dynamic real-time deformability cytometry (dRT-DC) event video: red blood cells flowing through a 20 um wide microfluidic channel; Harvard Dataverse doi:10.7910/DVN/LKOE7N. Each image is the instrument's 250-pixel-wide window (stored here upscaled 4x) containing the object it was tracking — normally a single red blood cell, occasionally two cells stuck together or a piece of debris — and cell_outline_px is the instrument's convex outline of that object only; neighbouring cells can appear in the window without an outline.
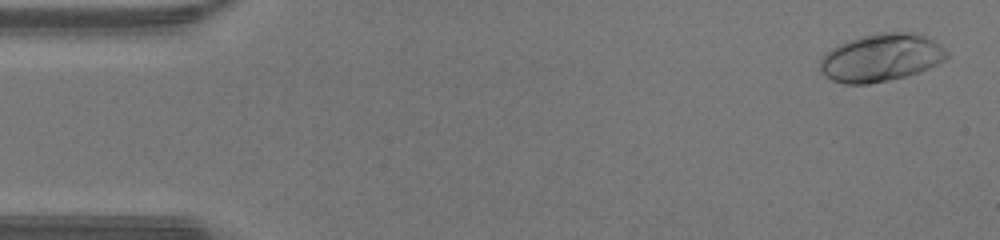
{"species": "human", "species_latin": "Homo sapiens", "temperature_condition": "warm", "stored_images_in_passage": 47, "camera_frame_rate_fps": 3000, "um_per_image_px": 0.085, "donor": {"sex": "male"}, "frame": {"image": 1, "passage_image": 2, "time_ms": 0.333, "image_size_px": [1000, 240], "cell_outline_px": [[948, 56], [944, 60], [920, 72], [888, 80], [868, 84], [844, 84], [832, 80], [824, 76], [820, 68], [820, 60], [832, 48], [840, 44], [864, 36], [880, 32], [920, 32], [932, 40], [948, 52]], "centroid_in_image_um": [74.9, 4.9], "position_along_channel_um": 10.1, "area_um2": 34.91}}
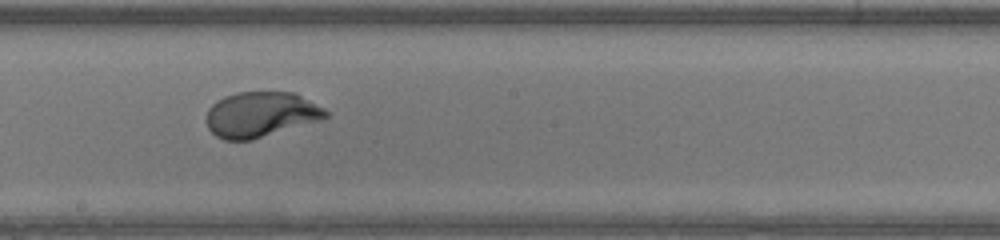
{"frame": {"image": 2, "passage_image": 26, "time_ms": 8.333, "image_size_px": [1000, 240], "cell_outline_px": [[328, 116], [320, 120], [252, 140], [224, 140], [216, 136], [208, 128], [208, 108], [216, 100], [224, 96], [236, 92], [296, 92], [324, 108], [328, 112]], "centroid_in_image_um": [22.17, 9.72], "position_along_channel_um": 226.0, "area_um2": 31.5}}
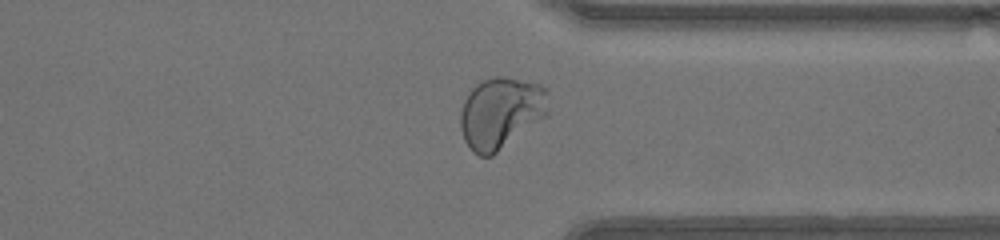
{"frame": {"image": 3, "passage_image": 36, "time_ms": 11.667, "image_size_px": [1000, 240], "cell_outline_px": [[548, 116], [492, 156], [480, 156], [472, 152], [464, 140], [460, 128], [460, 112], [464, 100], [468, 92], [476, 84], [484, 80], [496, 76], [504, 76], [540, 84], [548, 88]], "centroid_in_image_um": [42.59, 9.59], "position_along_channel_um": 368.8, "area_um2": 37.17}, "authors_computed_cell_mechanics": {"area_um2": 32.4258, "velocity_mm_per_s": 4.3582, "shape_relaxation_time_tau1_ms": 2.5936, "shape_relaxation_time_tau2_ms": null, "deformation_change_tau1": 0.1983, "deformation_change_tau2": null}}